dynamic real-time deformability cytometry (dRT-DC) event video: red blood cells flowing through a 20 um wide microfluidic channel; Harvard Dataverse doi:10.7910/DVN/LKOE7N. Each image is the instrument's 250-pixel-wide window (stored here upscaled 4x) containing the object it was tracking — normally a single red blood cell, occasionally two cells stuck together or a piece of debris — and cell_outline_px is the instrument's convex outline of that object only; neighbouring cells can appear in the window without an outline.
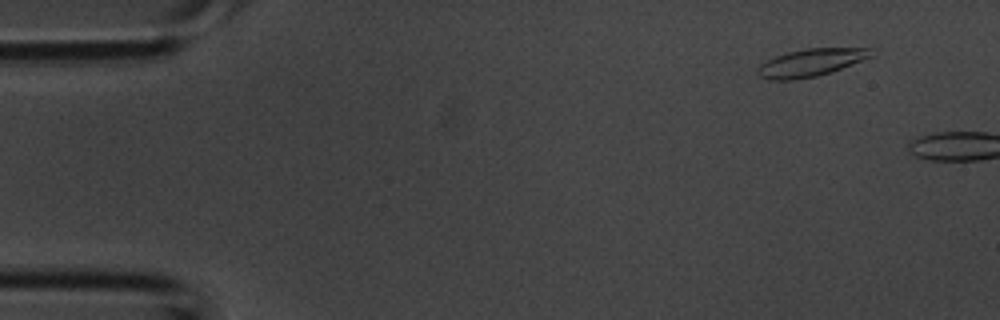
{"species": "common noctule bat (a hibernating species)", "species_latin": "Nyctalus noctula", "temperature_condition": "room temperature", "stored_images_in_passage": 4, "camera_frame_rate_fps": 3000, "um_per_image_px": 0.085, "animal": {"sex": "male", "body_mass_g": 20.1, "forearm_length_mm": 53.5}, "frame": {"image": 1, "passage_image": 2, "time_ms": 0.333, "image_size_px": [1000, 320], "cell_outline_px": [[872, 56], [832, 72], [816, 76], [796, 80], [768, 80], [760, 76], [756, 72], [756, 68], [760, 64], [776, 56], [788, 52], [804, 48], [868, 48]], "centroid_in_image_um": [68.85, 5.34], "position_along_channel_um": 16.1, "area_um2": 18.15}}